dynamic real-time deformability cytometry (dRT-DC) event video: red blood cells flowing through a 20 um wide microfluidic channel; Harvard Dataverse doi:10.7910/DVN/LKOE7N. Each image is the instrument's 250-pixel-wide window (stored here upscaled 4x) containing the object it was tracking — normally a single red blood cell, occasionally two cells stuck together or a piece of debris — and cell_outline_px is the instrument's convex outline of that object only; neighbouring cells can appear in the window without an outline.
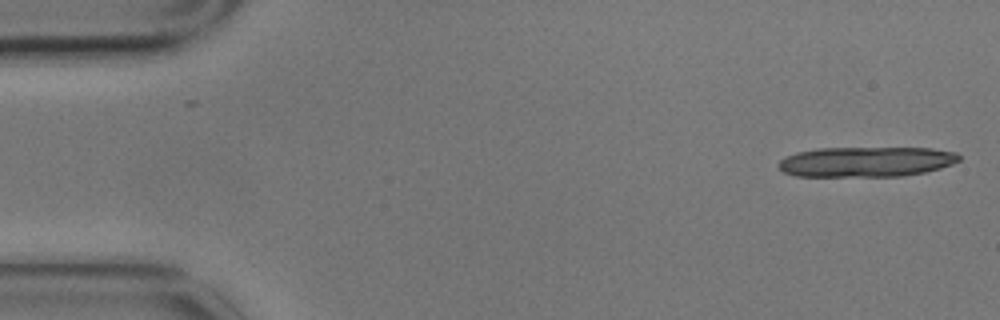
{"species": "common noctule bat (a hibernating species)", "species_latin": "Nyctalus noctula", "temperature_condition": "cold", "stored_images_in_passage": 9, "camera_frame_rate_fps": 3000, "um_per_image_px": 0.085, "animal": {"sex": "male", "body_mass_g": 17.9}, "frame": {"image": 1, "passage_image": 1, "time_ms": 0.0, "image_size_px": [1000, 320], "cell_outline_px": [[960, 160], [952, 164], [940, 168], [924, 172], [904, 176], [796, 176], [784, 172], [776, 164], [780, 160], [796, 152], [816, 148], [932, 148], [956, 152], [960, 156]], "centroid_in_image_um": [73.63, 13.74], "position_along_channel_um": 11.4, "area_um2": 31.79}}